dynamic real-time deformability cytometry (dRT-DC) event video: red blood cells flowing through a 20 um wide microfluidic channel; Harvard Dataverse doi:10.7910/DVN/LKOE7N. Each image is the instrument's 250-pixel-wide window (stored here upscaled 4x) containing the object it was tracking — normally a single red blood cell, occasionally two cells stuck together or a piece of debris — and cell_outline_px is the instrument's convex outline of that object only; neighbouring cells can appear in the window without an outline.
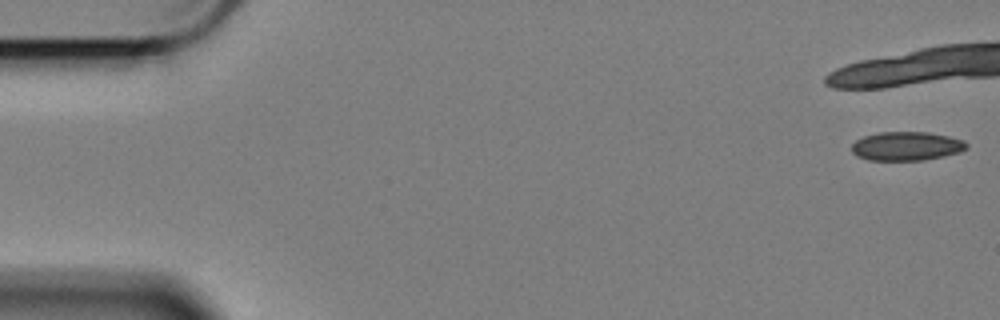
{"species": "Egyptian fruit bat (a non-hibernating species)", "species_latin": "Rousettus aegyptiacus", "temperature_condition": "cold", "stored_images_in_passage": 12, "camera_frame_rate_fps": 3000, "um_per_image_px": 0.085, "animal": {"sex": "female"}, "frame": {"image": 1, "passage_image": 1, "time_ms": 0.0, "image_size_px": [1000, 320], "cell_outline_px": [[968, 148], [960, 152], [944, 156], [924, 160], [868, 160], [856, 156], [852, 152], [852, 144], [856, 140], [864, 136], [880, 132], [928, 132], [948, 136], [964, 140], [968, 144]], "centroid_in_image_um": [77.06, 12.42], "position_along_channel_um": 7.9, "area_um2": 19.42}}